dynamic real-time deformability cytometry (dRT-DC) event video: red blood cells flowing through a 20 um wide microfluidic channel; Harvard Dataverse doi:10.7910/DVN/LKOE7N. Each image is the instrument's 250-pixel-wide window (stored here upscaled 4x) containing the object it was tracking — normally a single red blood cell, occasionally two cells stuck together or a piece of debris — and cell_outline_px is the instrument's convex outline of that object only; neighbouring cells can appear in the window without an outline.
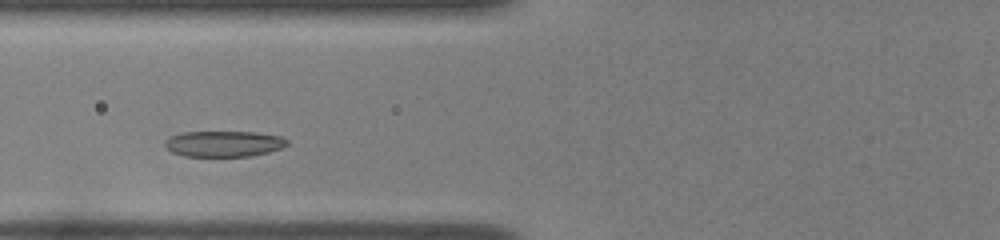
{"species": "common noctule bat (a hibernating species)", "species_latin": "Nyctalus noctula", "temperature_condition": "room temperature", "stored_images_in_passage": 34, "camera_frame_rate_fps": 3000, "um_per_image_px": 0.085, "animal": {"sex": "female", "body_mass_g": 22.0, "forearm_length_mm": 56.7}, "frame": {"image": 1, "passage_image": 9, "time_ms": 2.667, "image_size_px": [1000, 240], "cell_outline_px": [[288, 144], [280, 148], [268, 152], [252, 156], [184, 156], [172, 152], [164, 144], [164, 140], [180, 132], [256, 132], [280, 136], [288, 140]], "centroid_in_image_um": [19.02, 12.22], "position_along_channel_um": 106.8, "area_um2": 18.38}}
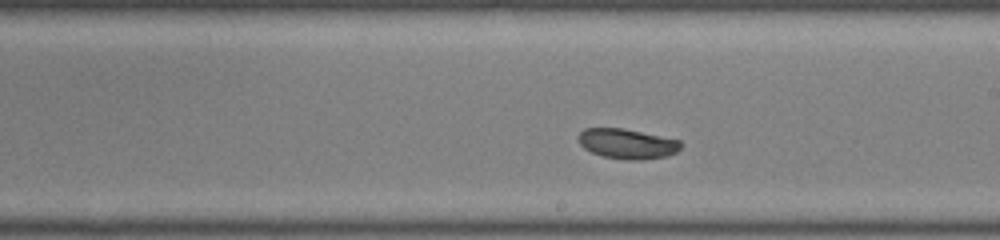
{"frame": {"image": 2, "passage_image": 19, "time_ms": 6.0, "image_size_px": [1000, 240], "cell_outline_px": [[684, 144], [676, 152], [668, 156], [640, 160], [628, 160], [600, 156], [584, 148], [580, 144], [576, 136], [584, 128], [624, 128], [680, 140]], "centroid_in_image_um": [53.31, 12.22], "position_along_channel_um": 235.7, "area_um2": 18.15}}
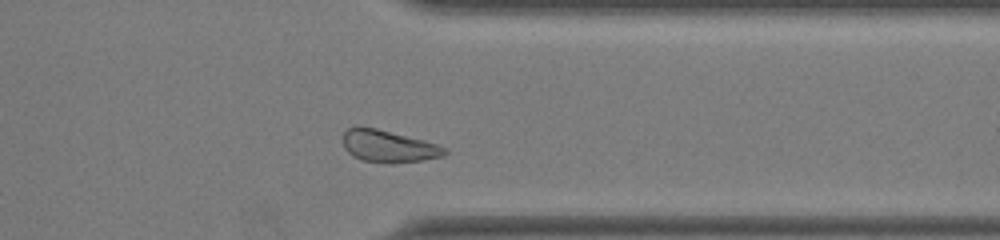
{"frame": {"image": 3, "passage_image": 30, "time_ms": 9.667, "image_size_px": [1000, 240], "cell_outline_px": [[448, 152], [444, 156], [420, 160], [392, 164], [384, 164], [360, 160], [352, 156], [344, 148], [344, 132], [348, 128], [356, 124], [376, 128], [436, 144], [444, 148]], "centroid_in_image_um": [32.95, 12.44], "position_along_channel_um": 378.5, "area_um2": 19.13}, "authors_computed_cell_mechanics": {"area_um2": 18.4382, "velocity_mm_per_s": 3.8776, "shape_relaxation_time_tau1_ms": 4.8543, "shape_relaxation_time_tau2_ms": 3.0836, "deformation_change_tau1": 0.2023, "deformation_change_tau2": 0.0739}}